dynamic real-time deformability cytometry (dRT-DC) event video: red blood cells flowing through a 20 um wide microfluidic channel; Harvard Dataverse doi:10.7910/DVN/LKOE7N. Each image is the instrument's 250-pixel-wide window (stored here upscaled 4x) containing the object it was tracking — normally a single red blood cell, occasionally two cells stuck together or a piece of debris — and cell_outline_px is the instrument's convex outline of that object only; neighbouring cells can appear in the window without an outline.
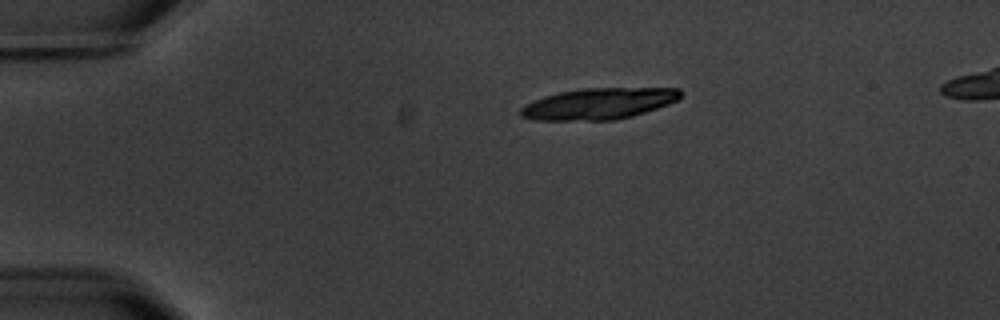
{"species": "common noctule bat (a hibernating species)", "species_latin": "Nyctalus noctula", "temperature_condition": "warm", "stored_images_in_passage": 9, "segment_of_instrument_passage": [1, 2], "camera_frame_rate_fps": 3000, "um_per_image_px": 0.085, "animal": {"sex": "male", "body_mass_g": 20.1, "forearm_length_mm": 53.5}, "frame": {"image": 1, "passage_image": 1, "time_ms": 0.0, "image_size_px": [1000, 320], "cell_outline_px": [[680, 96], [676, 100], [668, 104], [632, 116], [616, 120], [536, 120], [520, 116], [520, 108], [524, 104], [544, 96], [560, 92], [580, 88], [680, 88]], "centroid_in_image_um": [50.85, 8.81], "position_along_channel_um": 34.2, "area_um2": 29.02}}